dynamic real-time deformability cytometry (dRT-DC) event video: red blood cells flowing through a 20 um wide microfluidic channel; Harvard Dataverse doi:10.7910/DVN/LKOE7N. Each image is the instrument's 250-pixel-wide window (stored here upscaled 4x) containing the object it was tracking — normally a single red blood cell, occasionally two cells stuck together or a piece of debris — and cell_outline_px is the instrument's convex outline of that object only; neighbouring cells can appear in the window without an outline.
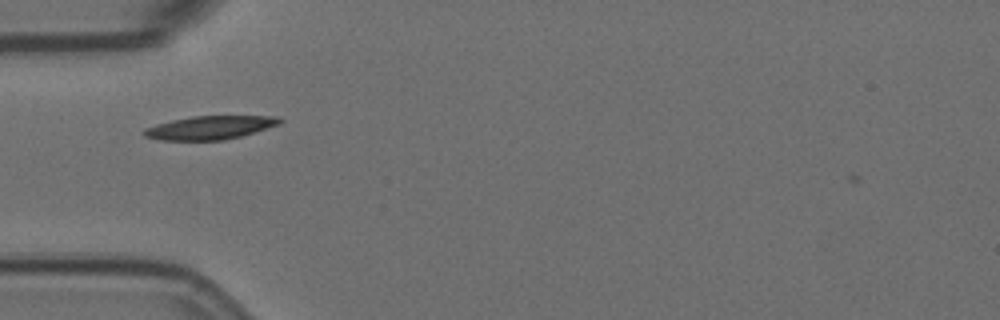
{"species": "Egyptian fruit bat (a non-hibernating species)", "species_latin": "Rousettus aegyptiacus", "temperature_condition": "room temperature", "stored_images_in_passage": 3, "camera_frame_rate_fps": 3000, "um_per_image_px": 0.085, "animal": {"sex": "female"}, "frame": {"image": 1, "passage_image": 1, "time_ms": 0.0, "image_size_px": [1000, 320], "cell_outline_px": [[284, 120], [280, 124], [240, 136], [220, 140], [160, 140], [144, 136], [140, 132], [144, 128], [156, 124], [172, 120], [192, 116], [276, 116]], "centroid_in_image_um": [17.8, 10.84], "position_along_channel_um": 67.2, "area_um2": 18.5}}